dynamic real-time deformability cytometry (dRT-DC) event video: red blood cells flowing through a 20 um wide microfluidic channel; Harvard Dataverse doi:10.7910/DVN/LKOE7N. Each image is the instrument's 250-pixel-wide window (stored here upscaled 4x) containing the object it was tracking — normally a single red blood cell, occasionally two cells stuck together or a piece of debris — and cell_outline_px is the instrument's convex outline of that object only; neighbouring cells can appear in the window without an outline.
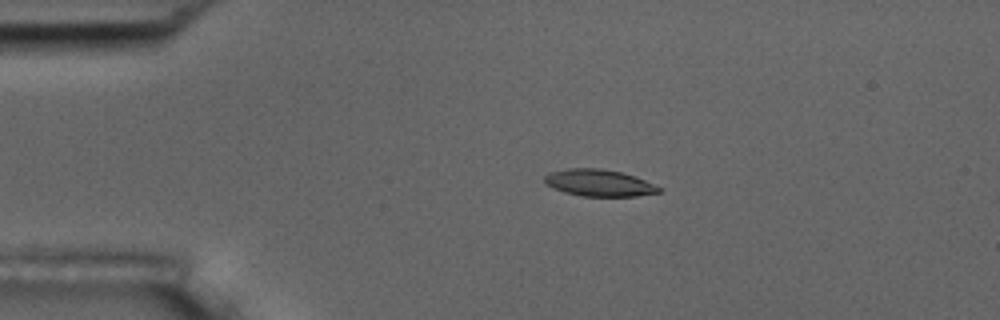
{"species": "common noctule bat (a hibernating species)", "species_latin": "Nyctalus noctula", "temperature_condition": "room temperature", "stored_images_in_passage": 5, "camera_frame_rate_fps": 3000, "um_per_image_px": 0.085, "animal": {"sex": "male", "body_mass_g": 17.5, "forearm_length_mm": 52.3}, "frame": {"image": 1, "passage_image": 3, "time_ms": 2.0, "image_size_px": [1000, 320], "cell_outline_px": [[664, 188], [660, 192], [636, 196], [580, 196], [564, 192], [552, 188], [544, 184], [544, 176], [548, 172], [568, 168], [600, 168], [620, 172], [644, 180]], "centroid_in_image_um": [50.87, 15.55], "position_along_channel_um": 34.1, "area_um2": 17.98}}